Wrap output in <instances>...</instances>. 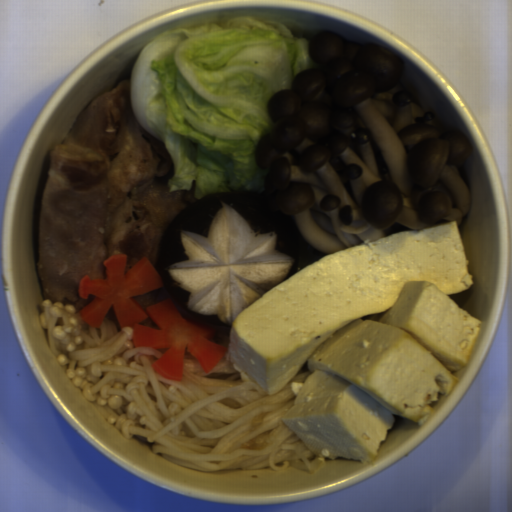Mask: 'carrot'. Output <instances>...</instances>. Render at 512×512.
I'll return each mask as SVG.
<instances>
[{
	"label": "carrot",
	"mask_w": 512,
	"mask_h": 512,
	"mask_svg": "<svg viewBox=\"0 0 512 512\" xmlns=\"http://www.w3.org/2000/svg\"><path fill=\"white\" fill-rule=\"evenodd\" d=\"M128 254L118 253L104 259L106 278L84 276L77 284L81 299L94 296L75 318L101 328L110 309H114L121 327L132 328L135 347L167 349L151 367L164 378L182 380L185 351L194 356L204 372L210 373L223 358L227 346L211 341L213 330L196 325L182 316L174 298H167L146 310L134 298L165 287L164 279L149 257H143L126 270Z\"/></svg>",
	"instance_id": "carrot-1"
}]
</instances>
